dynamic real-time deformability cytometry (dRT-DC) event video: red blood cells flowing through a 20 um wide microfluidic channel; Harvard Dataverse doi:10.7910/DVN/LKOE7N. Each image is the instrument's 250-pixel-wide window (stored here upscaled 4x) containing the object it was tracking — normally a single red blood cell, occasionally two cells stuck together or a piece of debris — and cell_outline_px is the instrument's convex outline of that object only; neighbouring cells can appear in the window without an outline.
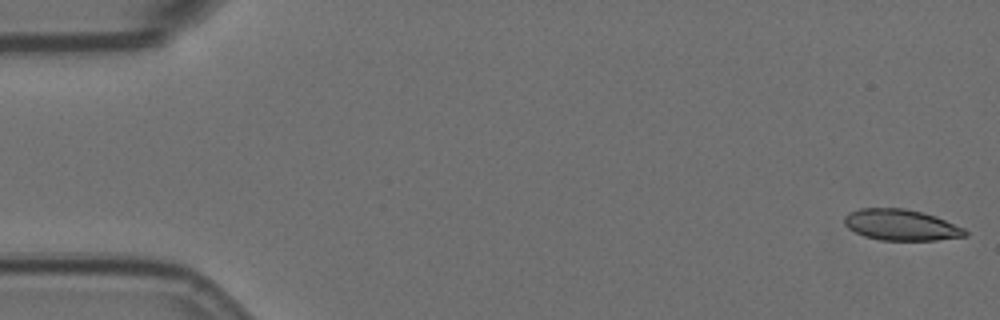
{"species": "Egyptian fruit bat (a non-hibernating species)", "species_latin": "Rousettus aegyptiacus", "temperature_condition": "room temperature", "stored_images_in_passage": 57, "camera_frame_rate_fps": 3000, "um_per_image_px": 0.085, "animal": {"sex": "female"}, "frame": {"image": 1, "passage_image": 1, "time_ms": 0.0, "image_size_px": [1000, 320], "cell_outline_px": [[968, 236], [936, 240], [880, 240], [864, 236], [848, 228], [844, 224], [844, 216], [848, 212], [860, 208], [904, 208], [936, 216], [964, 228], [968, 232]], "centroid_in_image_um": [76.58, 19.12], "position_along_channel_um": 8.4, "area_um2": 21.91}}
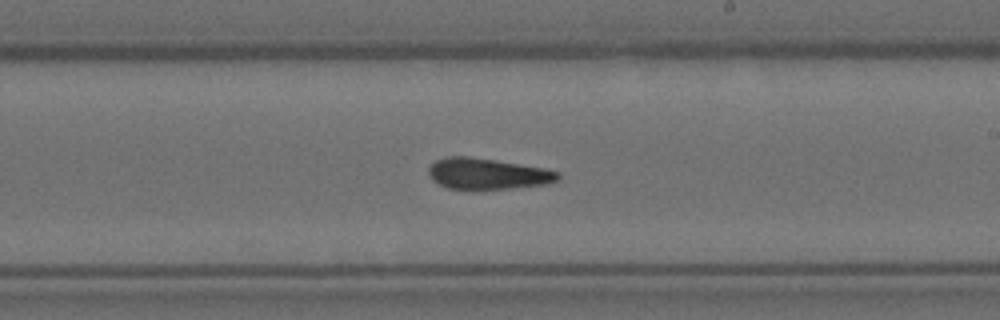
{"frame": {"image": 2, "passage_image": 33, "time_ms": 10.667, "image_size_px": [1000, 320], "cell_outline_px": [[560, 180], [548, 184], [512, 188], [448, 188], [432, 180], [428, 176], [428, 168], [436, 160], [448, 156], [468, 156], [496, 160], [544, 168], [560, 172]], "centroid_in_image_um": [41.46, 14.76], "position_along_channel_um": 247.5, "area_um2": 23.29}}
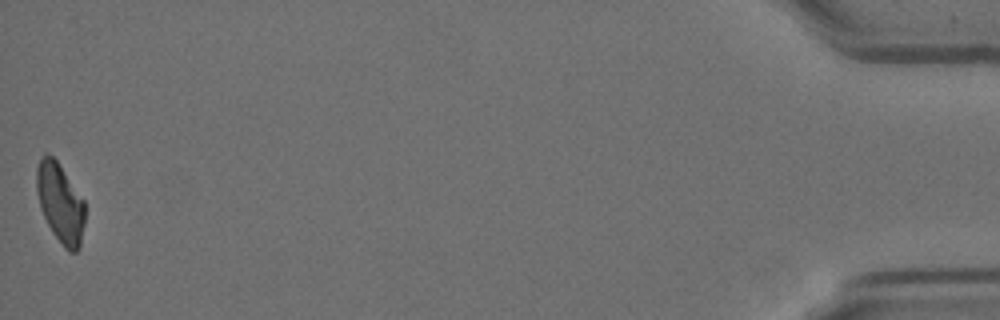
{"frame": {"image": 3, "passage_image": 57, "time_ms": 18.667, "image_size_px": [1000, 320], "cell_outline_px": [[84, 224], [80, 248], [76, 252], [68, 252], [64, 248], [52, 232], [40, 208], [36, 192], [36, 168], [44, 152], [48, 152], [56, 160], [84, 200]], "centroid_in_image_um": [5.11, 17.26], "position_along_channel_um": 430.1, "area_um2": 22.43}, "authors_computed_cell_mechanics": {"area_um2": 23.3512, "velocity_mm_per_s": 3.5117, "shape_relaxation_time_tau1_ms": null, "shape_relaxation_time_tau2_ms": 4.2731, "deformation_change_tau1": null, "deformation_change_tau2": 0.1158}}